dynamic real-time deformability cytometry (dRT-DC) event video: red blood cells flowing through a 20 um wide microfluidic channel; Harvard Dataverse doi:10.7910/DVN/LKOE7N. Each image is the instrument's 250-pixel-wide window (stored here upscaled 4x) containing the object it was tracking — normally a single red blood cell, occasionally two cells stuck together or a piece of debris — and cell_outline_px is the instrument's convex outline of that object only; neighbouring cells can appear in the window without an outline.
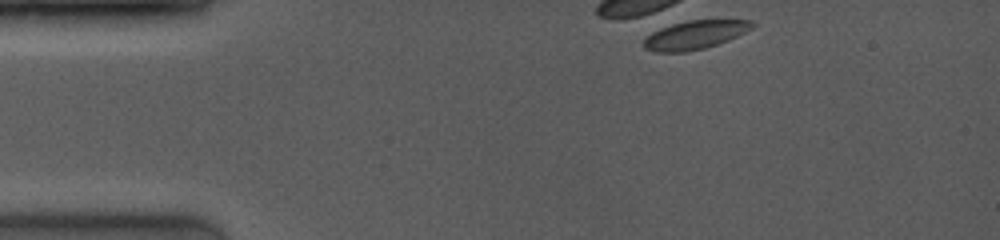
{"species": "common noctule bat (a hibernating species)", "species_latin": "Nyctalus noctula", "temperature_condition": "room temperature", "stored_images_in_passage": 2, "camera_frame_rate_fps": 4000, "um_per_image_px": 0.085, "animal": {"sex": "female", "body_mass_g": 19.0, "forearm_length_mm": 53.3}, "frame": {"image": 1, "passage_image": 1, "time_ms": 0.0, "image_size_px": [1000, 240], "cell_outline_px": [[756, 24], [752, 28], [728, 40], [704, 48], [688, 52], [656, 52], [644, 48], [644, 40], [652, 32], [660, 28], [672, 24], [688, 20], [752, 20]], "centroid_in_image_um": [59.07, 2.96], "position_along_channel_um": 25.9, "area_um2": 17.92}}